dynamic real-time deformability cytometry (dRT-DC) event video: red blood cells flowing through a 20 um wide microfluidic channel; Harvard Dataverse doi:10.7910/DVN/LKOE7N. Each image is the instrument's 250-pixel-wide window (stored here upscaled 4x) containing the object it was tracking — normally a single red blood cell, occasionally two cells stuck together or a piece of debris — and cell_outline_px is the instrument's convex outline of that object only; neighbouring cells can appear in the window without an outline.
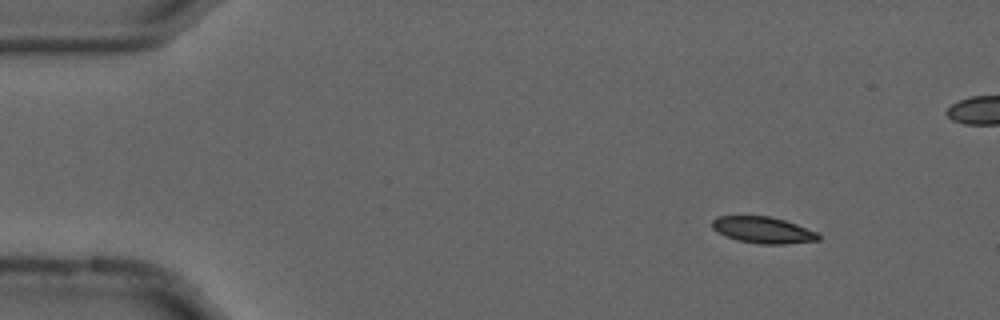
{"species": "common noctule bat (a hibernating species)", "species_latin": "Nyctalus noctula", "temperature_condition": "cold", "stored_images_in_passage": 45, "camera_frame_rate_fps": 3000, "um_per_image_px": 0.085, "animal": {"sex": "male", "forearm_length_mm": 52.5}, "frame": {"image": 1, "passage_image": 1, "time_ms": 0.0, "image_size_px": [1000, 320], "cell_outline_px": [[820, 240], [788, 244], [760, 244], [736, 240], [724, 236], [716, 232], [712, 228], [712, 220], [716, 216], [768, 216], [784, 220], [796, 224], [816, 232], [820, 236]], "centroid_in_image_um": [64.82, 19.56], "position_along_channel_um": 20.2, "area_um2": 16.47}}
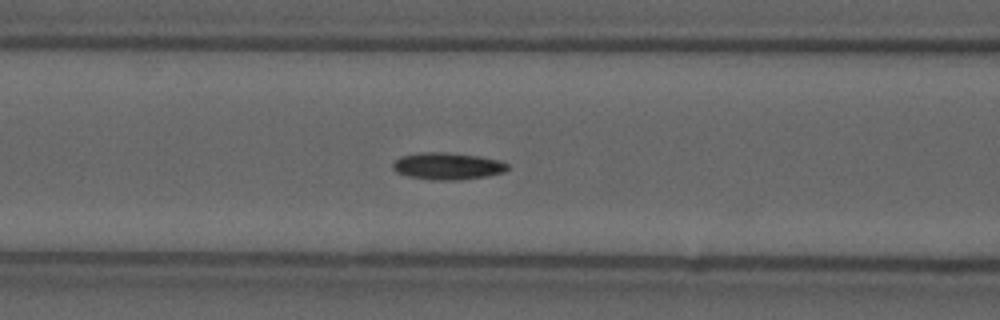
{"frame": {"image": 2, "passage_image": 17, "time_ms": 5.333, "image_size_px": [1000, 320], "cell_outline_px": [[508, 168], [504, 172], [488, 176], [460, 180], [432, 180], [408, 176], [396, 172], [392, 168], [392, 164], [400, 156], [424, 152], [444, 152], [480, 156], [500, 160], [508, 164]], "centroid_in_image_um": [38.05, 14.12], "position_along_channel_um": 128.6, "area_um2": 18.15}}
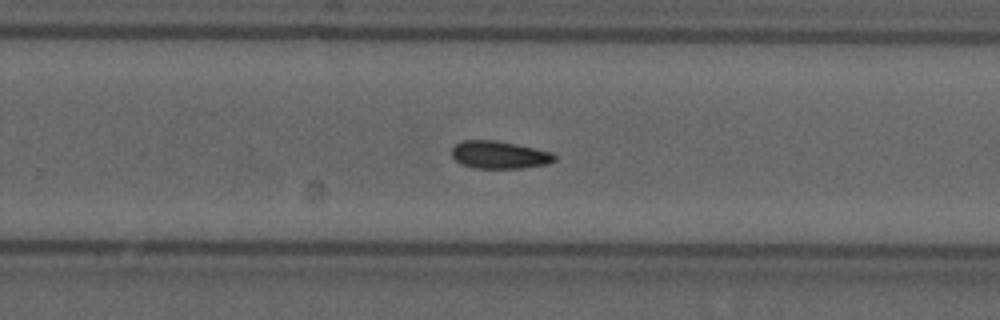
{"frame": {"image": 3, "passage_image": 30, "time_ms": 9.667, "image_size_px": [1000, 320], "cell_outline_px": [[556, 160], [548, 164], [524, 168], [472, 168], [460, 164], [452, 156], [452, 148], [460, 140], [496, 140], [536, 148], [552, 152], [556, 156]], "centroid_in_image_um": [42.45, 13.16], "position_along_channel_um": 287.4, "area_um2": 16.76}}